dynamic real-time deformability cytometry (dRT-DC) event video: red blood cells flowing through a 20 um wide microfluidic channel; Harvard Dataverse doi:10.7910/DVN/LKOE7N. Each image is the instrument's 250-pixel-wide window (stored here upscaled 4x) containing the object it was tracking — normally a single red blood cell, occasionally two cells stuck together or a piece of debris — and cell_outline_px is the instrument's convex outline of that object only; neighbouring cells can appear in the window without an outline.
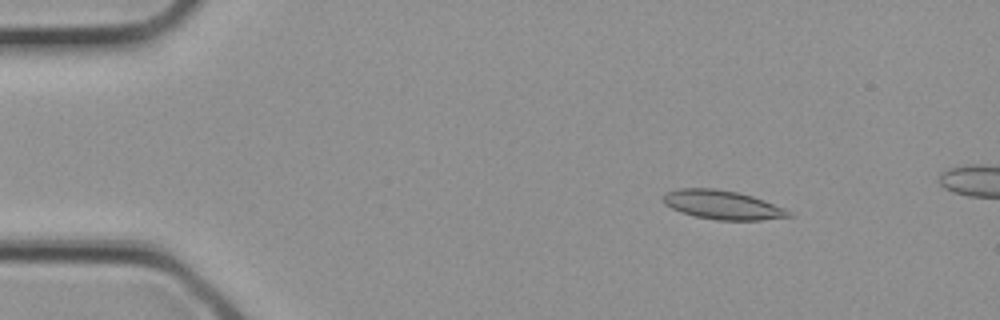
{"species": "common noctule bat (a hibernating species)", "species_latin": "Nyctalus noctula", "temperature_condition": "cold", "stored_images_in_passage": 4, "segment_of_instrument_passage": [1, 2], "camera_frame_rate_fps": 3000, "um_per_image_px": 0.085, "animal": {"sex": "female", "body_mass_g": 21.9}, "frame": {"image": 1, "passage_image": 1, "time_ms": 0.0, "image_size_px": [1000, 320], "cell_outline_px": [[792, 216], [760, 220], [716, 220], [696, 216], [680, 212], [664, 204], [660, 200], [660, 196], [664, 192], [676, 188], [716, 188], [736, 192], [752, 196], [764, 200], [784, 208], [792, 212]], "centroid_in_image_um": [61.33, 17.4], "position_along_channel_um": 23.7, "area_um2": 21.39}}